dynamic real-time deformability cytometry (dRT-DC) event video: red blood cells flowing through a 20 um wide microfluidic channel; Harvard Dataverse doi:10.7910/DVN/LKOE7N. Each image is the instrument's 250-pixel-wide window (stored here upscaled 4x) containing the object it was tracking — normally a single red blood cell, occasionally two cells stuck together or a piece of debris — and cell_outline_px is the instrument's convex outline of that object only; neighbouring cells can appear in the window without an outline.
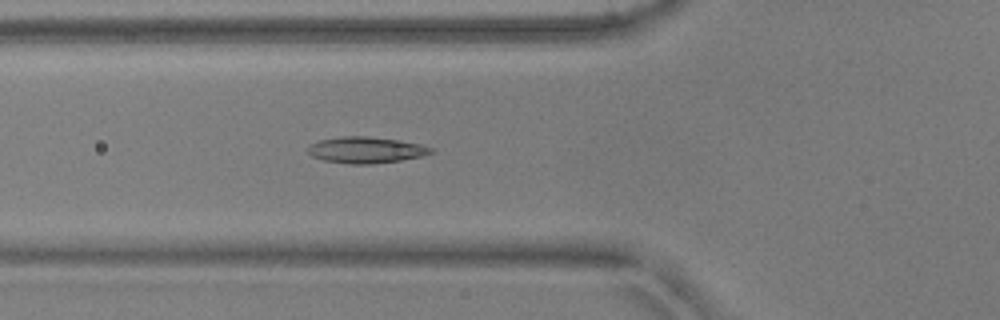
{"species": "common noctule bat (a hibernating species)", "species_latin": "Nyctalus noctula", "temperature_condition": "warm", "stored_images_in_passage": 45, "camera_frame_rate_fps": 3000, "um_per_image_px": 0.085, "animal": {"sex": "male", "body_mass_g": 17.9, "forearm_length_mm": 54.2}, "frame": {"image": 1, "passage_image": 12, "time_ms": 3.667, "image_size_px": [1000, 320], "cell_outline_px": [[436, 152], [420, 156], [400, 160], [372, 164], [352, 164], [324, 160], [312, 156], [308, 152], [308, 148], [312, 144], [320, 140], [344, 136], [364, 136], [400, 140], [420, 144], [432, 148]], "centroid_in_image_um": [31.13, 12.75], "position_along_channel_um": 94.7, "area_um2": 18.61}}
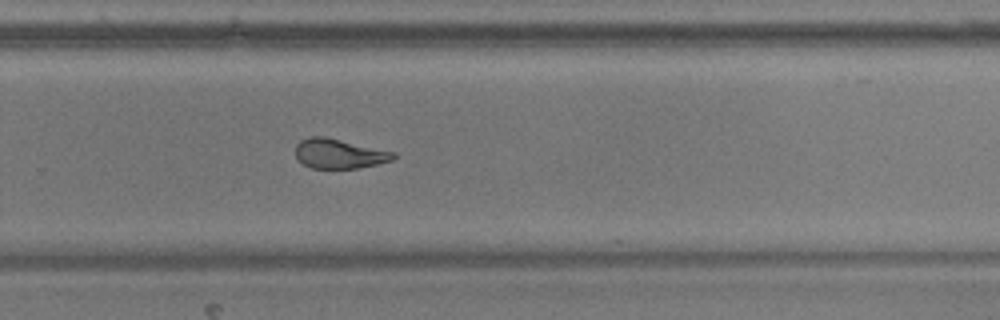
{"frame": {"image": 2, "passage_image": 28, "time_ms": 9.0, "image_size_px": [1000, 320], "cell_outline_px": [[396, 156], [392, 160], [376, 164], [356, 168], [312, 168], [304, 164], [296, 156], [296, 144], [300, 140], [312, 136], [324, 136], [396, 152]], "centroid_in_image_um": [28.83, 13.05], "position_along_channel_um": 301.0, "area_um2": 16.76}}
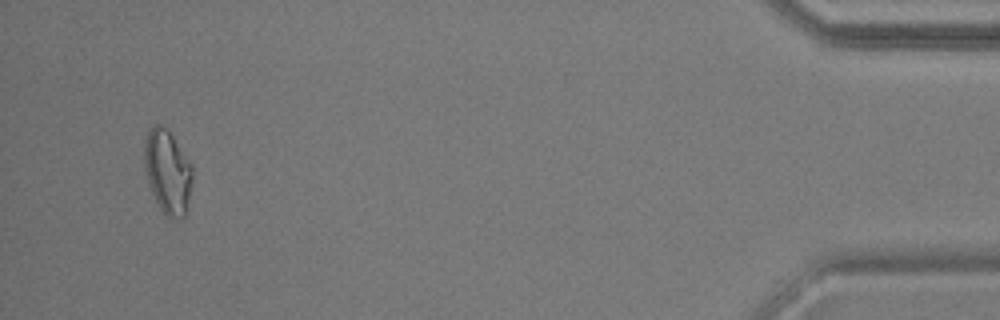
{"frame": {"image": 3, "passage_image": 43, "time_ms": 14.0, "image_size_px": [1000, 320], "cell_outline_px": [[192, 180], [188, 200], [184, 216], [180, 220], [168, 216], [160, 208], [152, 192], [148, 180], [144, 164], [144, 140], [148, 132], [156, 124], [160, 124], [168, 128], [192, 164]], "centroid_in_image_um": [14.25, 14.56], "position_along_channel_um": 421.0, "area_um2": 23.35}, "authors_computed_cell_mechanics": {"area_um2": 18.1492, "velocity_mm_per_s": 3.8646, "shape_relaxation_time_tau1_ms": 10.7311, "shape_relaxation_time_tau2_ms": 1.4514, "deformation_change_tau1": 0.258, "deformation_change_tau2": 0.0789}}